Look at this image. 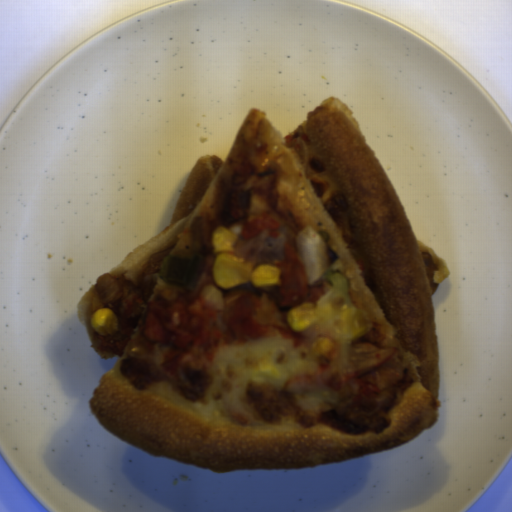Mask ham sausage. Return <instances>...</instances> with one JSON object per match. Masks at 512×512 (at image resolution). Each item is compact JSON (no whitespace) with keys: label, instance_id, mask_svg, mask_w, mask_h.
I'll use <instances>...</instances> for the list:
<instances>
[{"label":"ham sausage","instance_id":"ham-sausage-1","mask_svg":"<svg viewBox=\"0 0 512 512\" xmlns=\"http://www.w3.org/2000/svg\"><path fill=\"white\" fill-rule=\"evenodd\" d=\"M220 318L226 330L243 341L256 338L263 329L287 327L274 295L256 291H241L223 300Z\"/></svg>","mask_w":512,"mask_h":512},{"label":"ham sausage","instance_id":"ham-sausage-2","mask_svg":"<svg viewBox=\"0 0 512 512\" xmlns=\"http://www.w3.org/2000/svg\"><path fill=\"white\" fill-rule=\"evenodd\" d=\"M278 236L271 237L267 232H260L253 238H242L235 247V255L253 267L259 265L274 266L284 258L286 246H292L295 233L292 229L280 226L277 229Z\"/></svg>","mask_w":512,"mask_h":512}]
</instances>
